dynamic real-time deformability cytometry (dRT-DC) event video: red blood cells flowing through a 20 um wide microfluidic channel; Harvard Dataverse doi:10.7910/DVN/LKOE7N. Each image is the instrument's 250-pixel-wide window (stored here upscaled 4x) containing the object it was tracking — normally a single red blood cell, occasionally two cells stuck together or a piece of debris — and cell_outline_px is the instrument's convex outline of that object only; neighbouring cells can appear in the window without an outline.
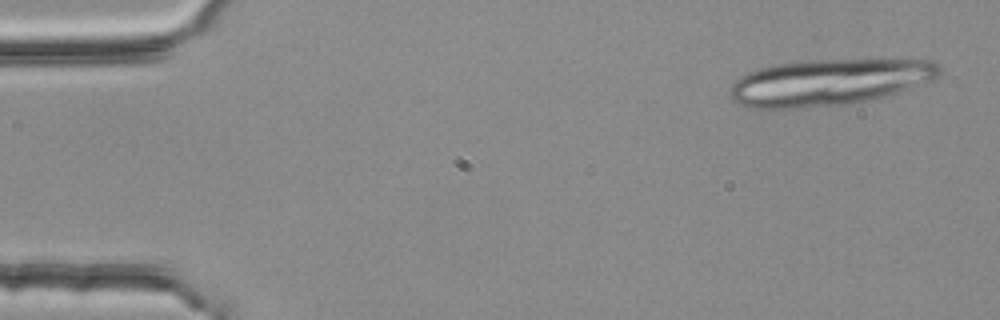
{"species": "common noctule bat (a hibernating species)", "species_latin": "Nyctalus noctula", "temperature_condition": "room temperature", "stored_images_in_passage": 3, "camera_frame_rate_fps": 3000, "um_per_image_px": 0.085, "animal": {"sex": "female", "body_mass_g": 25.1}, "frame": {"image": 1, "passage_image": 1, "time_ms": 0.0, "image_size_px": [1000, 320], "cell_outline_px": [[940, 72], [932, 80], [884, 96], [864, 100], [840, 104], [800, 108], [748, 108], [732, 100], [728, 92], [728, 88], [740, 76], [748, 72], [760, 68], [776, 64], [804, 60], [936, 60], [940, 64]], "centroid_in_image_um": [70.4, 6.98], "position_along_channel_um": 14.6, "area_um2": 56.12}}